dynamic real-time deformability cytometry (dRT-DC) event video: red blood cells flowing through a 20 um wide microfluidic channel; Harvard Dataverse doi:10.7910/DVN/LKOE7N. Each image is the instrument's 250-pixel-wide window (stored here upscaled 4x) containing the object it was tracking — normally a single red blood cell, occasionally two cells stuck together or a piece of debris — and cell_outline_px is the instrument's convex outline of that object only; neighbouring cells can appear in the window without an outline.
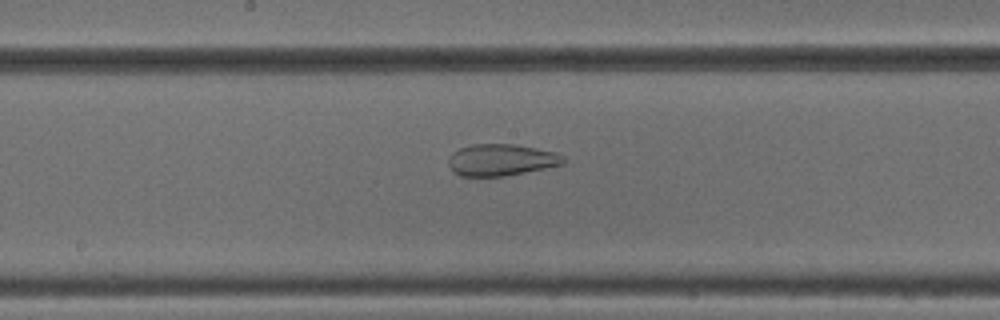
{"species": "common noctule bat (a hibernating species)", "species_latin": "Nyctalus noctula", "temperature_condition": "cold", "stored_images_in_passage": 35, "camera_frame_rate_fps": 3000, "um_per_image_px": 0.085, "animal": {"sex": "male", "body_mass_g": 18.8}, "frame": {"image": 1, "passage_image": 11, "time_ms": 3.333, "image_size_px": [1000, 320], "cell_outline_px": [[564, 164], [504, 176], [460, 176], [452, 172], [448, 164], [448, 156], [452, 152], [460, 148], [472, 144], [512, 144], [556, 152], [564, 156]], "centroid_in_image_um": [42.55, 13.59], "position_along_channel_um": 205.7, "area_um2": 21.21}}
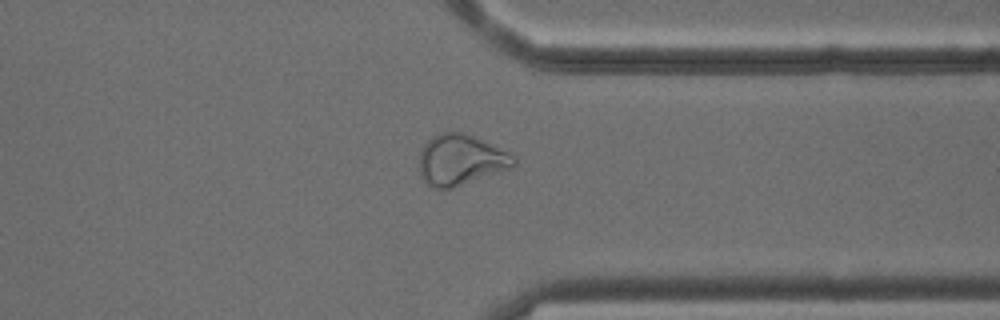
{"frame": {"image": 2, "passage_image": 24, "time_ms": 7.667, "image_size_px": [1000, 320], "cell_outline_px": [[516, 164], [512, 168], [448, 188], [436, 188], [428, 184], [420, 176], [420, 152], [424, 144], [432, 136], [444, 132], [460, 132], [472, 136], [508, 152], [516, 156]], "centroid_in_image_um": [39.16, 13.58], "position_along_channel_um": 372.2, "area_um2": 27.34}}
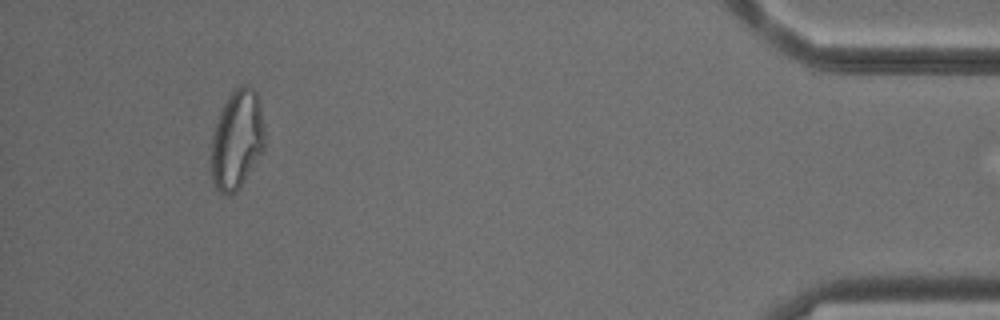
{"frame": {"image": 3, "passage_image": 32, "time_ms": 10.333, "image_size_px": [1000, 320], "cell_outline_px": [[264, 148], [240, 188], [232, 196], [228, 196], [220, 192], [216, 188], [212, 180], [212, 136], [220, 112], [232, 88], [240, 84], [244, 84], [252, 88], [256, 92], [260, 104], [264, 128]], "centroid_in_image_um": [20.14, 11.86], "position_along_channel_um": 415.1, "area_um2": 30.92}}